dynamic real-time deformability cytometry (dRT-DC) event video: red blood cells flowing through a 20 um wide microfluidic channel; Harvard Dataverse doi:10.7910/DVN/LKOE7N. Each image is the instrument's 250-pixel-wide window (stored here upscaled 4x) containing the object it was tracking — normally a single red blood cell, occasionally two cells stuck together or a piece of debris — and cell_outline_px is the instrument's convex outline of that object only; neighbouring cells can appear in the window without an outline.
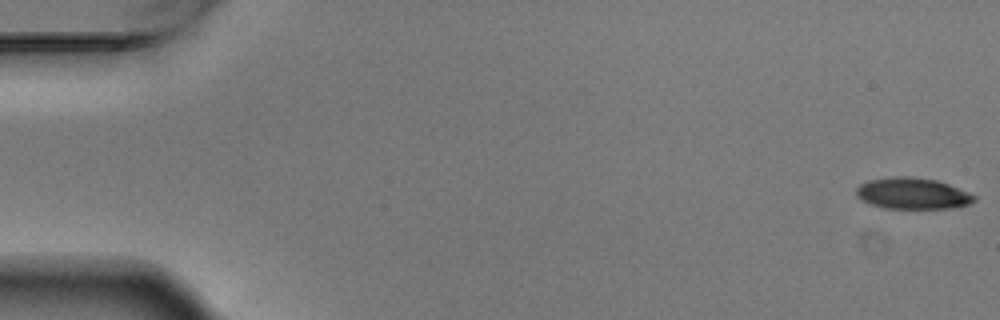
{"species": "Egyptian fruit bat (a non-hibernating species)", "species_latin": "Rousettus aegyptiacus", "temperature_condition": "warm", "stored_images_in_passage": 6, "camera_frame_rate_fps": 3000, "um_per_image_px": 0.085, "animal": {"sex": "male"}, "frame": {"image": 1, "passage_image": 1, "time_ms": 0.0, "image_size_px": [1000, 320], "cell_outline_px": [[976, 200], [968, 204], [952, 208], [884, 208], [860, 200], [856, 196], [856, 188], [860, 184], [868, 180], [892, 176], [912, 176], [936, 180], [948, 184], [968, 192], [976, 196]], "centroid_in_image_um": [77.53, 16.43], "position_along_channel_um": 7.5, "area_um2": 21.56}}